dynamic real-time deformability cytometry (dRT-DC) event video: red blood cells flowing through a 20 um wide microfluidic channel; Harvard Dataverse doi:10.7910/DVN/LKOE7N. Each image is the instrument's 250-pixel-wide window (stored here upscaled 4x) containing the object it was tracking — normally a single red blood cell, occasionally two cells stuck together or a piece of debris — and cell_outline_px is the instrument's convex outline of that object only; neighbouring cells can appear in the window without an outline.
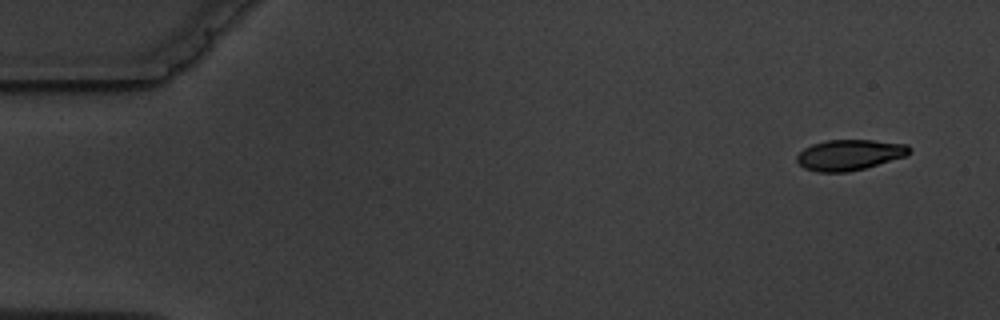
{"species": "common noctule bat (a hibernating species)", "species_latin": "Nyctalus noctula", "temperature_condition": "warm", "stored_images_in_passage": 6, "camera_frame_rate_fps": 3000, "um_per_image_px": 0.085, "animal": {"sex": "male", "body_mass_g": 19.5, "forearm_length_mm": 54.6}, "frame": {"image": 1, "passage_image": 1, "time_ms": 0.0, "image_size_px": [1000, 320], "cell_outline_px": [[912, 152], [904, 156], [864, 168], [848, 172], [816, 172], [804, 168], [796, 160], [796, 156], [804, 148], [812, 144], [828, 140], [872, 140], [908, 144], [912, 148]], "centroid_in_image_um": [72.2, 13.16], "position_along_channel_um": 12.8, "area_um2": 20.06}}
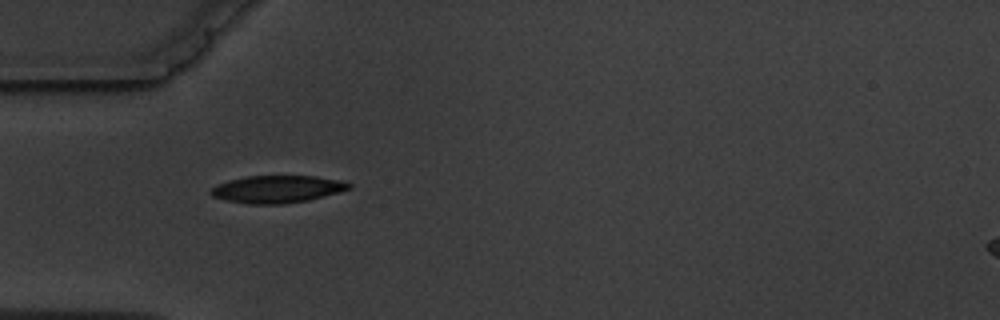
{"frame": {"image": 2, "passage_image": 5, "time_ms": 4.667, "image_size_px": [1000, 320], "cell_outline_px": [[352, 188], [340, 192], [308, 200], [284, 204], [248, 204], [228, 200], [212, 196], [208, 192], [216, 184], [228, 180], [244, 176], [316, 176], [344, 180], [352, 184]], "centroid_in_image_um": [23.59, 16.07], "position_along_channel_um": 61.4, "area_um2": 22.25}}
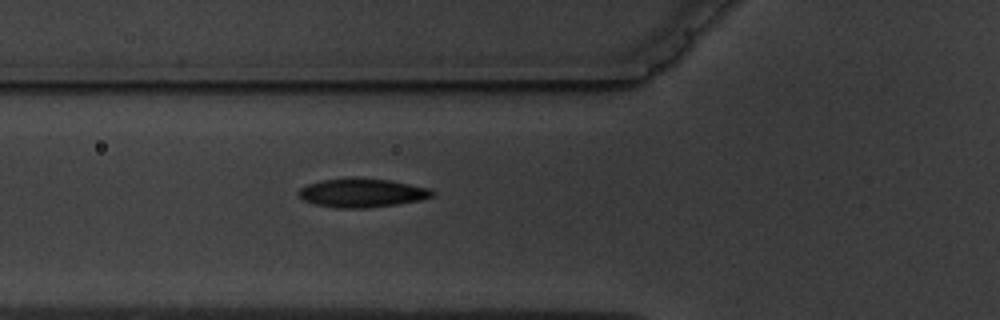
{"frame": {"image": 3, "passage_image": 6, "time_ms": 5.667, "image_size_px": [1000, 320], "cell_outline_px": [[436, 192], [432, 196], [420, 200], [396, 204], [364, 208], [336, 208], [316, 204], [304, 200], [296, 192], [300, 188], [308, 184], [320, 180], [392, 180], [432, 188]], "centroid_in_image_um": [30.81, 16.42], "position_along_channel_um": 95.0, "area_um2": 21.79}}